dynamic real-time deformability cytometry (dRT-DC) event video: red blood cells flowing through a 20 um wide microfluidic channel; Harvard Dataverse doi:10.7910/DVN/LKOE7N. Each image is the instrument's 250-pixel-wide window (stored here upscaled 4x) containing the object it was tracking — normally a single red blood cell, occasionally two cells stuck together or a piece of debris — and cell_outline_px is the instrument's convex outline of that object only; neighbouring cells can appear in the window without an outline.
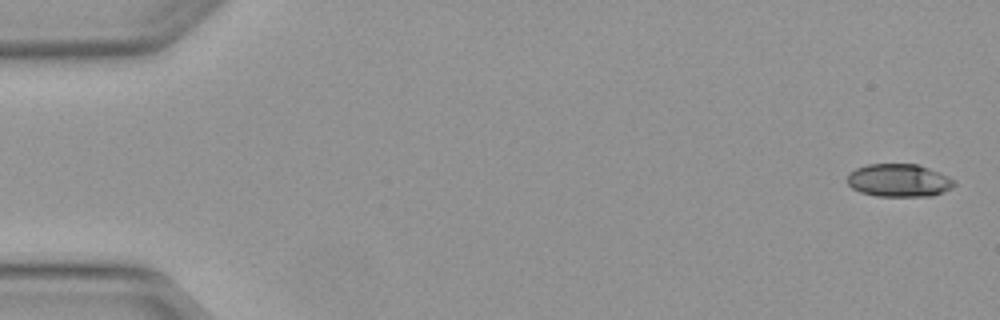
{"species": "Egyptian fruit bat (a non-hibernating species)", "species_latin": "Rousettus aegyptiacus", "temperature_condition": "warm", "stored_images_in_passage": 5, "camera_frame_rate_fps": 3000, "um_per_image_px": 0.085, "animal": {"sex": "female"}, "frame": {"image": 1, "passage_image": 1, "time_ms": 0.0, "image_size_px": [1000, 320], "cell_outline_px": [[956, 184], [952, 188], [944, 192], [932, 196], [876, 196], [860, 192], [852, 188], [848, 184], [848, 172], [856, 168], [868, 164], [916, 164], [940, 172], [956, 180]], "centroid_in_image_um": [76.43, 15.34], "position_along_channel_um": 8.6, "area_um2": 20.69}}
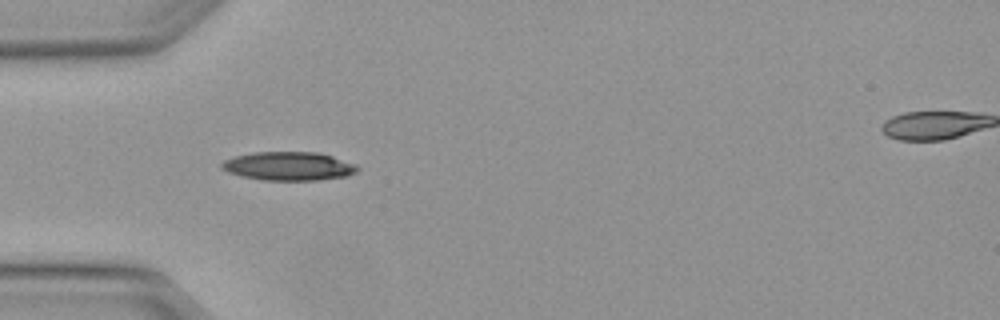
{"frame": {"image": 2, "passage_image": 5, "time_ms": 1.333, "image_size_px": [1000, 320], "cell_outline_px": [[360, 168], [356, 172], [344, 176], [320, 180], [264, 180], [244, 176], [228, 172], [220, 168], [220, 164], [224, 160], [236, 156], [252, 152], [316, 152], [332, 156], [356, 164]], "centroid_in_image_um": [24.53, 14.11], "position_along_channel_um": 60.5, "area_um2": 22.54}}